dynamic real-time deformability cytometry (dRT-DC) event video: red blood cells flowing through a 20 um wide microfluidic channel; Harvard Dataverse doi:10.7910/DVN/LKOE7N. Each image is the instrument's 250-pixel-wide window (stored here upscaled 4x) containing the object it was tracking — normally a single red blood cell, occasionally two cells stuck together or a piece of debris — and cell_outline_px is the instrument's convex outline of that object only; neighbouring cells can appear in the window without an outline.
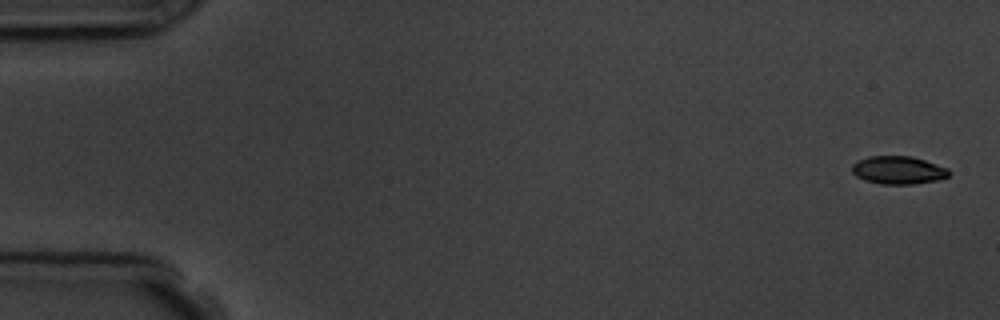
{"species": "common noctule bat (a hibernating species)", "species_latin": "Nyctalus noctula", "temperature_condition": "room temperature", "stored_images_in_passage": 5, "camera_frame_rate_fps": 3000, "um_per_image_px": 0.085, "animal": {"sex": "male", "body_mass_g": 19.5, "forearm_length_mm": 54.6}, "frame": {"image": 1, "passage_image": 1, "time_ms": 0.0, "image_size_px": [1000, 320], "cell_outline_px": [[948, 176], [936, 180], [912, 184], [880, 184], [864, 180], [856, 176], [852, 172], [852, 164], [868, 156], [912, 156], [948, 168]], "centroid_in_image_um": [76.32, 14.46], "position_along_channel_um": 8.7, "area_um2": 15.66}}
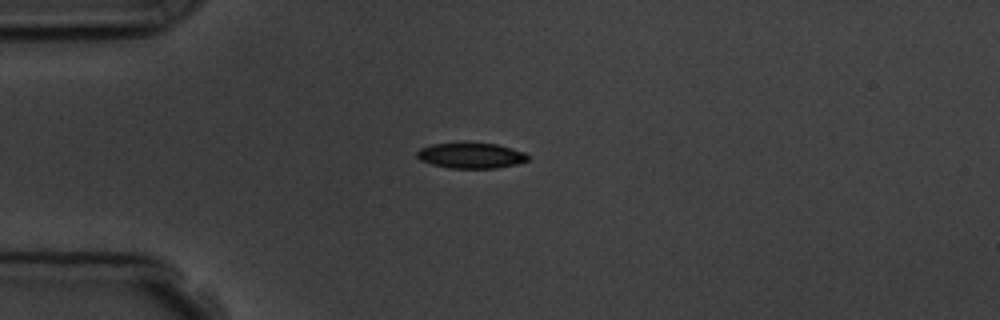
{"frame": {"image": 2, "passage_image": 5, "time_ms": 4.333, "image_size_px": [1000, 320], "cell_outline_px": [[528, 160], [516, 164], [496, 168], [448, 168], [432, 164], [420, 160], [416, 156], [416, 152], [420, 148], [432, 144], [464, 140], [496, 144], [512, 148], [524, 152], [528, 156]], "centroid_in_image_um": [39.99, 13.18], "position_along_channel_um": 45.0, "area_um2": 17.11}}